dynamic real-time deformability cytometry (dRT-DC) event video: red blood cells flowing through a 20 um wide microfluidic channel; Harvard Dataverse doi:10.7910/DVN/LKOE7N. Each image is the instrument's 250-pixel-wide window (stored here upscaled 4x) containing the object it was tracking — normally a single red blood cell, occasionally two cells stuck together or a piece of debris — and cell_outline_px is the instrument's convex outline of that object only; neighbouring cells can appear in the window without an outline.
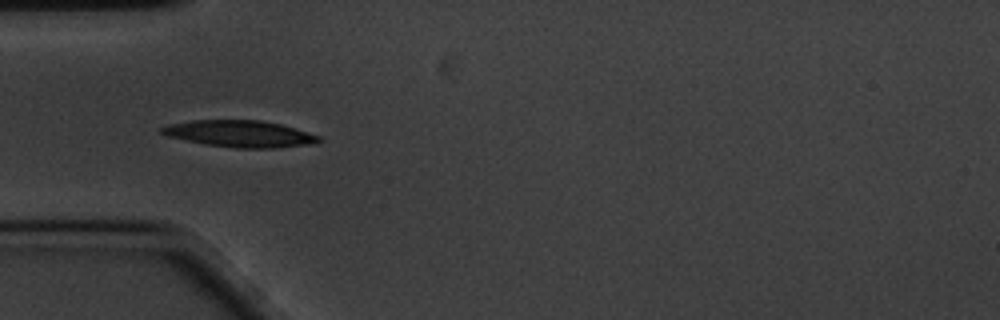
{"species": "common noctule bat (a hibernating species)", "species_latin": "Nyctalus noctula", "temperature_condition": "cold", "stored_images_in_passage": 47, "camera_frame_rate_fps": 3000, "um_per_image_px": 0.085, "animal": {"sex": "male", "body_mass_g": 20.1, "forearm_length_mm": 53.5}, "frame": {"image": 1, "passage_image": 12, "time_ms": 3.667, "image_size_px": [1000, 320], "cell_outline_px": [[320, 140], [316, 144], [276, 148], [236, 148], [208, 144], [168, 136], [160, 132], [160, 128], [168, 124], [192, 120], [260, 120], [280, 124], [320, 136]], "centroid_in_image_um": [20.41, 11.37], "position_along_channel_um": 64.6, "area_um2": 24.22}}
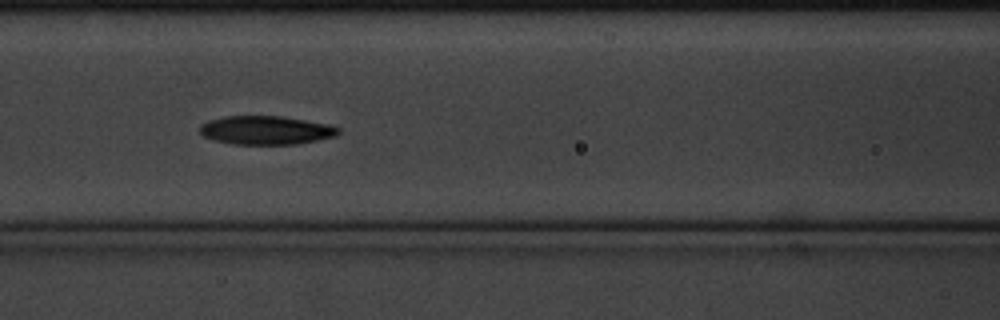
{"frame": {"image": 2, "passage_image": 19, "time_ms": 6.0, "image_size_px": [1000, 320], "cell_outline_px": [[340, 132], [336, 136], [296, 144], [232, 144], [216, 140], [204, 136], [200, 132], [200, 124], [208, 120], [224, 116], [280, 116], [328, 124], [340, 128]], "centroid_in_image_um": [22.6, 11.06], "position_along_channel_um": 144.0, "area_um2": 23.0}}
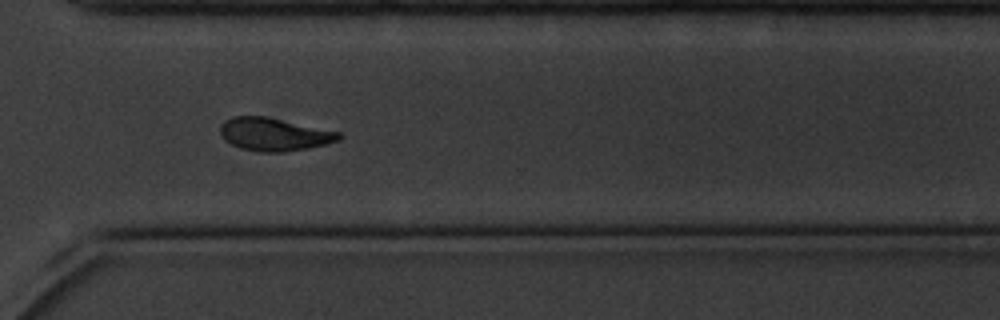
{"frame": {"image": 3, "passage_image": 37, "time_ms": 12.0, "image_size_px": [1000, 320], "cell_outline_px": [[340, 140], [308, 148], [280, 152], [260, 152], [240, 148], [224, 140], [220, 132], [220, 124], [224, 120], [232, 116], [264, 116], [340, 132]], "centroid_in_image_um": [23.24, 11.41], "position_along_channel_um": 347.4, "area_um2": 22.6}, "authors_computed_cell_mechanics": {"area_um2": 22.7732, "velocity_mm_per_s": 3.395, "shape_relaxation_time_tau1_ms": 5.6631, "shape_relaxation_time_tau2_ms": 10.6845, "deformation_change_tau1": 0.1574, "deformation_change_tau2": 0.182}}